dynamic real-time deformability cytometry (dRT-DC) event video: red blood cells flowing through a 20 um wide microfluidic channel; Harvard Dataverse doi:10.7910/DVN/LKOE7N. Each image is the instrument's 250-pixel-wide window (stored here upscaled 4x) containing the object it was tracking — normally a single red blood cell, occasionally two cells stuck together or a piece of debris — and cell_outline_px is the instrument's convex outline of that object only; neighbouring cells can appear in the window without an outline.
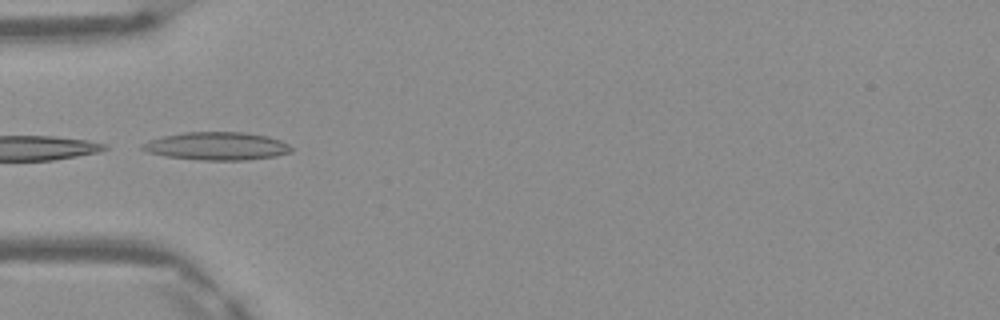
{"species": "Egyptian fruit bat (a non-hibernating species)", "species_latin": "Rousettus aegyptiacus", "temperature_condition": "warm", "stored_images_in_passage": 3, "camera_frame_rate_fps": 3000, "um_per_image_px": 0.085, "frame": {"image": 1, "passage_image": 1, "time_ms": 0.0, "image_size_px": [1000, 320], "cell_outline_px": [[292, 152], [276, 156], [244, 160], [204, 160], [164, 156], [148, 152], [140, 148], [140, 144], [148, 140], [164, 136], [184, 132], [244, 132], [268, 136], [280, 140], [288, 144], [292, 148]], "centroid_in_image_um": [18.42, 12.41], "position_along_channel_um": 66.6, "area_um2": 24.33}}